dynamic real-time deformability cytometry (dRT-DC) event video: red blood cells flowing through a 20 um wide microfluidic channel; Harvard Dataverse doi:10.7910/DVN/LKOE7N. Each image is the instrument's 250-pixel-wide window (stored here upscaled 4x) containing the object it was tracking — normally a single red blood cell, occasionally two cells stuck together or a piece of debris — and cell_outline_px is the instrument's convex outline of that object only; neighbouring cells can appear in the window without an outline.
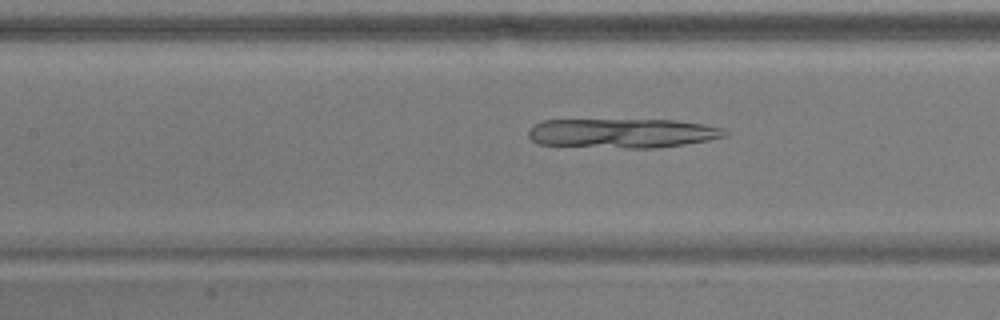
{"species": "common noctule bat (a hibernating species)", "species_latin": "Nyctalus noctula", "temperature_condition": "warm", "stored_images_in_passage": 44, "camera_frame_rate_fps": 3000, "um_per_image_px": 0.085, "animal": {"sex": "male", "body_mass_g": 17.9}, "frame": {"image": 1, "passage_image": 14, "time_ms": 4.333, "image_size_px": [1000, 320], "cell_outline_px": [[728, 132], [724, 136], [708, 140], [684, 144], [656, 148], [628, 148], [536, 144], [528, 136], [528, 132], [536, 124], [544, 120], [676, 120], [704, 124], [724, 128]], "centroid_in_image_um": [52.92, 11.32], "position_along_channel_um": 154.5, "area_um2": 33.52}}
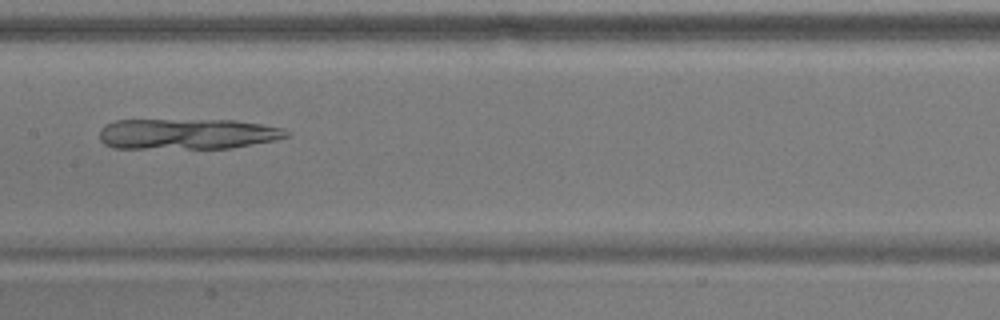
{"frame": {"image": 2, "passage_image": 17, "time_ms": 5.333, "image_size_px": [1000, 320], "cell_outline_px": [[292, 132], [288, 136], [276, 140], [228, 148], [112, 148], [104, 144], [100, 140], [100, 128], [104, 124], [116, 120], [236, 120], [284, 128]], "centroid_in_image_um": [15.91, 11.38], "position_along_channel_um": 191.5, "area_um2": 33.58}}